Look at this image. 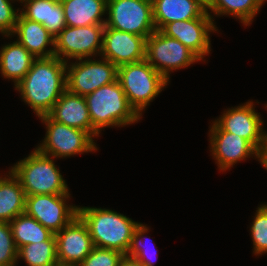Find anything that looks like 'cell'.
<instances>
[{
	"label": "cell",
	"mask_w": 267,
	"mask_h": 266,
	"mask_svg": "<svg viewBox=\"0 0 267 266\" xmlns=\"http://www.w3.org/2000/svg\"><path fill=\"white\" fill-rule=\"evenodd\" d=\"M67 61L58 57L36 58L24 78L15 86L39 116L48 114L66 90Z\"/></svg>",
	"instance_id": "obj_1"
},
{
	"label": "cell",
	"mask_w": 267,
	"mask_h": 266,
	"mask_svg": "<svg viewBox=\"0 0 267 266\" xmlns=\"http://www.w3.org/2000/svg\"><path fill=\"white\" fill-rule=\"evenodd\" d=\"M78 215L87 225L95 247L117 250L125 255L135 228L140 224L108 209L78 207Z\"/></svg>",
	"instance_id": "obj_2"
},
{
	"label": "cell",
	"mask_w": 267,
	"mask_h": 266,
	"mask_svg": "<svg viewBox=\"0 0 267 266\" xmlns=\"http://www.w3.org/2000/svg\"><path fill=\"white\" fill-rule=\"evenodd\" d=\"M93 128L99 133L108 126H122L140 119L128 102L118 80L85 96Z\"/></svg>",
	"instance_id": "obj_3"
},
{
	"label": "cell",
	"mask_w": 267,
	"mask_h": 266,
	"mask_svg": "<svg viewBox=\"0 0 267 266\" xmlns=\"http://www.w3.org/2000/svg\"><path fill=\"white\" fill-rule=\"evenodd\" d=\"M10 171L19 179L26 196L68 193L67 184L53 159L38 149L24 160L17 162Z\"/></svg>",
	"instance_id": "obj_4"
},
{
	"label": "cell",
	"mask_w": 267,
	"mask_h": 266,
	"mask_svg": "<svg viewBox=\"0 0 267 266\" xmlns=\"http://www.w3.org/2000/svg\"><path fill=\"white\" fill-rule=\"evenodd\" d=\"M117 80L139 116L168 82L146 60L119 66Z\"/></svg>",
	"instance_id": "obj_5"
},
{
	"label": "cell",
	"mask_w": 267,
	"mask_h": 266,
	"mask_svg": "<svg viewBox=\"0 0 267 266\" xmlns=\"http://www.w3.org/2000/svg\"><path fill=\"white\" fill-rule=\"evenodd\" d=\"M109 18L105 28L139 35L147 39L156 27L151 0H107Z\"/></svg>",
	"instance_id": "obj_6"
},
{
	"label": "cell",
	"mask_w": 267,
	"mask_h": 266,
	"mask_svg": "<svg viewBox=\"0 0 267 266\" xmlns=\"http://www.w3.org/2000/svg\"><path fill=\"white\" fill-rule=\"evenodd\" d=\"M145 60L168 81L169 71L201 59L177 39L156 30L146 39Z\"/></svg>",
	"instance_id": "obj_7"
},
{
	"label": "cell",
	"mask_w": 267,
	"mask_h": 266,
	"mask_svg": "<svg viewBox=\"0 0 267 266\" xmlns=\"http://www.w3.org/2000/svg\"><path fill=\"white\" fill-rule=\"evenodd\" d=\"M39 118L47 125L44 143L36 148L41 153L54 158H62L96 150L93 136L89 132L59 123L48 114L39 116Z\"/></svg>",
	"instance_id": "obj_8"
},
{
	"label": "cell",
	"mask_w": 267,
	"mask_h": 266,
	"mask_svg": "<svg viewBox=\"0 0 267 266\" xmlns=\"http://www.w3.org/2000/svg\"><path fill=\"white\" fill-rule=\"evenodd\" d=\"M104 29L105 24L79 27L66 26L54 38L55 56L66 61L63 58L65 56L79 60L94 55L97 51L101 53Z\"/></svg>",
	"instance_id": "obj_9"
},
{
	"label": "cell",
	"mask_w": 267,
	"mask_h": 266,
	"mask_svg": "<svg viewBox=\"0 0 267 266\" xmlns=\"http://www.w3.org/2000/svg\"><path fill=\"white\" fill-rule=\"evenodd\" d=\"M101 61L88 60L66 66V89L74 94L86 96L103 85L117 80L118 67L109 60L103 58Z\"/></svg>",
	"instance_id": "obj_10"
},
{
	"label": "cell",
	"mask_w": 267,
	"mask_h": 266,
	"mask_svg": "<svg viewBox=\"0 0 267 266\" xmlns=\"http://www.w3.org/2000/svg\"><path fill=\"white\" fill-rule=\"evenodd\" d=\"M69 193L26 196L25 213L56 234L78 215V207L66 205Z\"/></svg>",
	"instance_id": "obj_11"
},
{
	"label": "cell",
	"mask_w": 267,
	"mask_h": 266,
	"mask_svg": "<svg viewBox=\"0 0 267 266\" xmlns=\"http://www.w3.org/2000/svg\"><path fill=\"white\" fill-rule=\"evenodd\" d=\"M60 264L79 265L95 247L85 222L79 215L55 234Z\"/></svg>",
	"instance_id": "obj_12"
},
{
	"label": "cell",
	"mask_w": 267,
	"mask_h": 266,
	"mask_svg": "<svg viewBox=\"0 0 267 266\" xmlns=\"http://www.w3.org/2000/svg\"><path fill=\"white\" fill-rule=\"evenodd\" d=\"M146 39L139 35L105 28L101 55L119 67L145 60Z\"/></svg>",
	"instance_id": "obj_13"
},
{
	"label": "cell",
	"mask_w": 267,
	"mask_h": 266,
	"mask_svg": "<svg viewBox=\"0 0 267 266\" xmlns=\"http://www.w3.org/2000/svg\"><path fill=\"white\" fill-rule=\"evenodd\" d=\"M215 123L225 132L234 133L249 141L259 152L265 142L267 133L263 132V122L248 102L228 110Z\"/></svg>",
	"instance_id": "obj_14"
},
{
	"label": "cell",
	"mask_w": 267,
	"mask_h": 266,
	"mask_svg": "<svg viewBox=\"0 0 267 266\" xmlns=\"http://www.w3.org/2000/svg\"><path fill=\"white\" fill-rule=\"evenodd\" d=\"M215 29L212 18H195L168 23L160 31L177 39L202 59L210 51L208 32Z\"/></svg>",
	"instance_id": "obj_15"
},
{
	"label": "cell",
	"mask_w": 267,
	"mask_h": 266,
	"mask_svg": "<svg viewBox=\"0 0 267 266\" xmlns=\"http://www.w3.org/2000/svg\"><path fill=\"white\" fill-rule=\"evenodd\" d=\"M211 132V148L216 158L220 170L230 168L239 160H244L250 154H255L259 158L260 152L247 140L223 131L215 122L210 130Z\"/></svg>",
	"instance_id": "obj_16"
},
{
	"label": "cell",
	"mask_w": 267,
	"mask_h": 266,
	"mask_svg": "<svg viewBox=\"0 0 267 266\" xmlns=\"http://www.w3.org/2000/svg\"><path fill=\"white\" fill-rule=\"evenodd\" d=\"M48 115L59 123L87 131L93 137L99 134L92 126L85 97L71 93L67 89Z\"/></svg>",
	"instance_id": "obj_17"
},
{
	"label": "cell",
	"mask_w": 267,
	"mask_h": 266,
	"mask_svg": "<svg viewBox=\"0 0 267 266\" xmlns=\"http://www.w3.org/2000/svg\"><path fill=\"white\" fill-rule=\"evenodd\" d=\"M156 30L175 21L211 18L206 6L199 0H151Z\"/></svg>",
	"instance_id": "obj_18"
},
{
	"label": "cell",
	"mask_w": 267,
	"mask_h": 266,
	"mask_svg": "<svg viewBox=\"0 0 267 266\" xmlns=\"http://www.w3.org/2000/svg\"><path fill=\"white\" fill-rule=\"evenodd\" d=\"M14 33L18 35V42L35 58H48L55 55L54 48L45 50L49 44L54 47V37L41 23L28 20L21 12L17 18Z\"/></svg>",
	"instance_id": "obj_19"
},
{
	"label": "cell",
	"mask_w": 267,
	"mask_h": 266,
	"mask_svg": "<svg viewBox=\"0 0 267 266\" xmlns=\"http://www.w3.org/2000/svg\"><path fill=\"white\" fill-rule=\"evenodd\" d=\"M26 10L21 11L28 20L41 23L55 38L65 27V17L60 0H22Z\"/></svg>",
	"instance_id": "obj_20"
},
{
	"label": "cell",
	"mask_w": 267,
	"mask_h": 266,
	"mask_svg": "<svg viewBox=\"0 0 267 266\" xmlns=\"http://www.w3.org/2000/svg\"><path fill=\"white\" fill-rule=\"evenodd\" d=\"M65 23L69 27L105 24L101 19L107 11V0H60Z\"/></svg>",
	"instance_id": "obj_21"
},
{
	"label": "cell",
	"mask_w": 267,
	"mask_h": 266,
	"mask_svg": "<svg viewBox=\"0 0 267 266\" xmlns=\"http://www.w3.org/2000/svg\"><path fill=\"white\" fill-rule=\"evenodd\" d=\"M36 58L18 41L4 45L0 51V70L13 79L15 86L24 78Z\"/></svg>",
	"instance_id": "obj_22"
},
{
	"label": "cell",
	"mask_w": 267,
	"mask_h": 266,
	"mask_svg": "<svg viewBox=\"0 0 267 266\" xmlns=\"http://www.w3.org/2000/svg\"><path fill=\"white\" fill-rule=\"evenodd\" d=\"M10 172L8 178H0V222L8 223L25 213L26 203V195L19 179Z\"/></svg>",
	"instance_id": "obj_23"
},
{
	"label": "cell",
	"mask_w": 267,
	"mask_h": 266,
	"mask_svg": "<svg viewBox=\"0 0 267 266\" xmlns=\"http://www.w3.org/2000/svg\"><path fill=\"white\" fill-rule=\"evenodd\" d=\"M13 239L17 249L26 245L49 240L54 233L26 213L16 216L11 222Z\"/></svg>",
	"instance_id": "obj_24"
},
{
	"label": "cell",
	"mask_w": 267,
	"mask_h": 266,
	"mask_svg": "<svg viewBox=\"0 0 267 266\" xmlns=\"http://www.w3.org/2000/svg\"><path fill=\"white\" fill-rule=\"evenodd\" d=\"M265 0H209L206 9L214 14H232L238 17L244 25H249Z\"/></svg>",
	"instance_id": "obj_25"
},
{
	"label": "cell",
	"mask_w": 267,
	"mask_h": 266,
	"mask_svg": "<svg viewBox=\"0 0 267 266\" xmlns=\"http://www.w3.org/2000/svg\"><path fill=\"white\" fill-rule=\"evenodd\" d=\"M17 258H22L29 266L57 265L59 262L55 234L47 241L26 244L20 247Z\"/></svg>",
	"instance_id": "obj_26"
},
{
	"label": "cell",
	"mask_w": 267,
	"mask_h": 266,
	"mask_svg": "<svg viewBox=\"0 0 267 266\" xmlns=\"http://www.w3.org/2000/svg\"><path fill=\"white\" fill-rule=\"evenodd\" d=\"M17 255L10 223L0 222V266H15Z\"/></svg>",
	"instance_id": "obj_27"
},
{
	"label": "cell",
	"mask_w": 267,
	"mask_h": 266,
	"mask_svg": "<svg viewBox=\"0 0 267 266\" xmlns=\"http://www.w3.org/2000/svg\"><path fill=\"white\" fill-rule=\"evenodd\" d=\"M251 225V234L254 246V253L267 252V205L258 207L254 221Z\"/></svg>",
	"instance_id": "obj_28"
},
{
	"label": "cell",
	"mask_w": 267,
	"mask_h": 266,
	"mask_svg": "<svg viewBox=\"0 0 267 266\" xmlns=\"http://www.w3.org/2000/svg\"><path fill=\"white\" fill-rule=\"evenodd\" d=\"M124 255L117 250L94 247L79 266H120Z\"/></svg>",
	"instance_id": "obj_29"
},
{
	"label": "cell",
	"mask_w": 267,
	"mask_h": 266,
	"mask_svg": "<svg viewBox=\"0 0 267 266\" xmlns=\"http://www.w3.org/2000/svg\"><path fill=\"white\" fill-rule=\"evenodd\" d=\"M147 231L148 228L141 223L135 228V232L132 235L131 245L126 255L137 259L145 266H153V262H151L150 258L147 259L146 257L147 252L145 248L142 247V237H144L143 235Z\"/></svg>",
	"instance_id": "obj_30"
},
{
	"label": "cell",
	"mask_w": 267,
	"mask_h": 266,
	"mask_svg": "<svg viewBox=\"0 0 267 266\" xmlns=\"http://www.w3.org/2000/svg\"><path fill=\"white\" fill-rule=\"evenodd\" d=\"M18 15L9 0H0V32L6 36L12 35L15 31Z\"/></svg>",
	"instance_id": "obj_31"
},
{
	"label": "cell",
	"mask_w": 267,
	"mask_h": 266,
	"mask_svg": "<svg viewBox=\"0 0 267 266\" xmlns=\"http://www.w3.org/2000/svg\"><path fill=\"white\" fill-rule=\"evenodd\" d=\"M120 266H145V265H143L140 261H138L133 257L124 255V257L120 262Z\"/></svg>",
	"instance_id": "obj_32"
},
{
	"label": "cell",
	"mask_w": 267,
	"mask_h": 266,
	"mask_svg": "<svg viewBox=\"0 0 267 266\" xmlns=\"http://www.w3.org/2000/svg\"><path fill=\"white\" fill-rule=\"evenodd\" d=\"M259 160L262 163V165L267 169V136L263 144V147L260 151Z\"/></svg>",
	"instance_id": "obj_33"
},
{
	"label": "cell",
	"mask_w": 267,
	"mask_h": 266,
	"mask_svg": "<svg viewBox=\"0 0 267 266\" xmlns=\"http://www.w3.org/2000/svg\"><path fill=\"white\" fill-rule=\"evenodd\" d=\"M55 266H79V265H72V264H60L58 263L57 265Z\"/></svg>",
	"instance_id": "obj_34"
},
{
	"label": "cell",
	"mask_w": 267,
	"mask_h": 266,
	"mask_svg": "<svg viewBox=\"0 0 267 266\" xmlns=\"http://www.w3.org/2000/svg\"><path fill=\"white\" fill-rule=\"evenodd\" d=\"M199 1H201L206 6L209 0H199Z\"/></svg>",
	"instance_id": "obj_35"
}]
</instances>
